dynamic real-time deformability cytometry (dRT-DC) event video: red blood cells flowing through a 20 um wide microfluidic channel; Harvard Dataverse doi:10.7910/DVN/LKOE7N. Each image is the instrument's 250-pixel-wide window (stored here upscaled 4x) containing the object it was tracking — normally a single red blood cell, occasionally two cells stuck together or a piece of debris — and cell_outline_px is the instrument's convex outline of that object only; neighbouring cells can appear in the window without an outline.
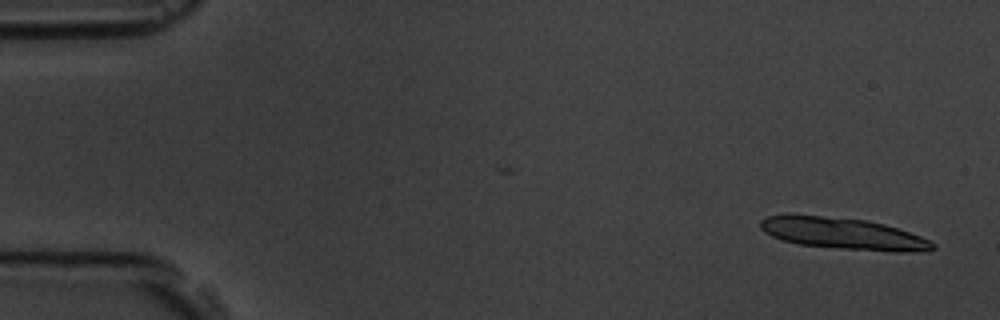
{"species": "common noctule bat (a hibernating species)", "species_latin": "Nyctalus noctula", "temperature_condition": "room temperature", "stored_images_in_passage": 16, "camera_frame_rate_fps": 3000, "um_per_image_px": 0.085, "animal": {"sex": "male", "body_mass_g": 19.5, "forearm_length_mm": 54.6}, "frame": {"image": 1, "passage_image": 3, "time_ms": 0.667, "image_size_px": [1000, 320], "cell_outline_px": [[936, 248], [928, 252], [896, 252], [840, 248], [800, 244], [784, 240], [772, 236], [764, 232], [760, 228], [760, 220], [768, 216], [820, 216], [864, 220], [884, 224], [932, 240], [936, 244]], "centroid_in_image_um": [71.78, 19.88], "position_along_channel_um": 13.2, "area_um2": 31.15}}